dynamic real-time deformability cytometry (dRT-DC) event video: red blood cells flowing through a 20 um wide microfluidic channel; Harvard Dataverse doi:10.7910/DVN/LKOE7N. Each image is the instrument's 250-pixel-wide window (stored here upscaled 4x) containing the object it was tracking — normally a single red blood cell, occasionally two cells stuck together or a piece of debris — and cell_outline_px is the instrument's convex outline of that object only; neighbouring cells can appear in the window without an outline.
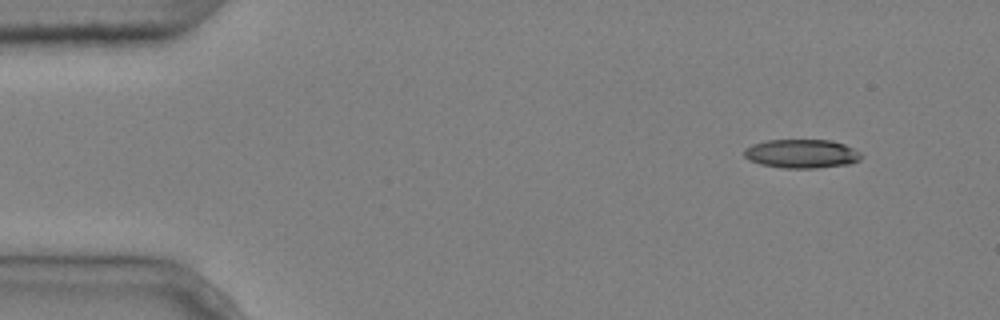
{"species": "common noctule bat (a hibernating species)", "species_latin": "Nyctalus noctula", "temperature_condition": "cold", "stored_images_in_passage": 3, "camera_frame_rate_fps": 3000, "um_per_image_px": 0.085, "animal": {"sex": "male", "body_mass_g": 20.4}, "frame": {"image": 1, "passage_image": 1, "time_ms": 0.0, "image_size_px": [1000, 320], "cell_outline_px": [[864, 156], [860, 160], [848, 164], [816, 168], [784, 168], [760, 164], [748, 160], [744, 156], [744, 148], [752, 144], [764, 140], [832, 140], [844, 144], [860, 152]], "centroid_in_image_um": [68.12, 13.06], "position_along_channel_um": 16.9, "area_um2": 19.83}}
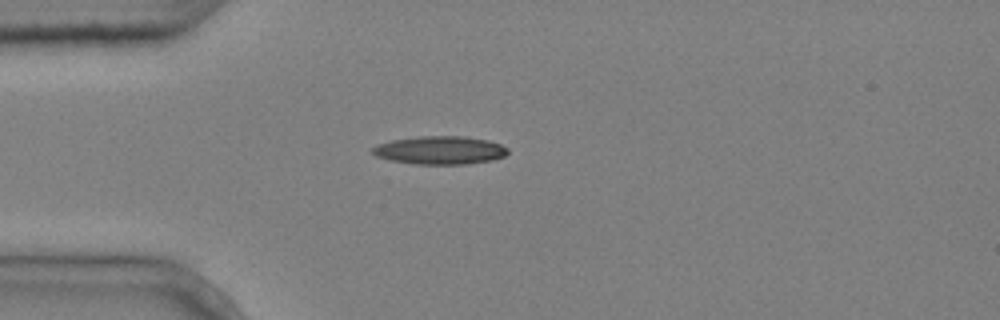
{"frame": {"image": 2, "passage_image": 3, "time_ms": 0.667, "image_size_px": [1000, 320], "cell_outline_px": [[508, 152], [504, 156], [492, 160], [468, 164], [416, 164], [392, 160], [376, 156], [372, 152], [372, 148], [376, 144], [392, 140], [416, 136], [464, 136], [488, 140], [500, 144], [508, 148]], "centroid_in_image_um": [37.4, 12.76], "position_along_channel_um": 47.6, "area_um2": 22.25}}